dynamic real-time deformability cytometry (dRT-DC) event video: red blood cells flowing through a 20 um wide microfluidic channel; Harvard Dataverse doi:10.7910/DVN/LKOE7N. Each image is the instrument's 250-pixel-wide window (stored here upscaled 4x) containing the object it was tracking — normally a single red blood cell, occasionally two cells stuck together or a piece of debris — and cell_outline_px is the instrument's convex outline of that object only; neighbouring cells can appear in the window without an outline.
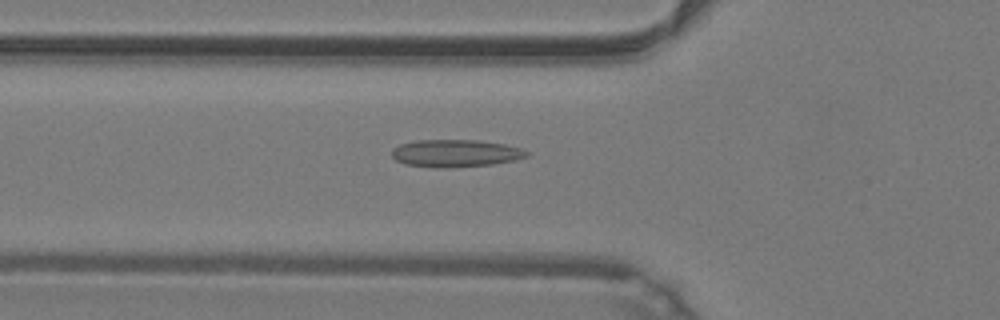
{"species": "common noctule bat (a hibernating species)", "species_latin": "Nyctalus noctula", "temperature_condition": "warm", "stored_images_in_passage": 48, "camera_frame_rate_fps": 3000, "um_per_image_px": 0.085, "animal": {"sex": "male", "body_mass_g": 19.2, "forearm_length_mm": 51.8}, "frame": {"image": 1, "passage_image": 17, "time_ms": 5.333, "image_size_px": [1000, 320], "cell_outline_px": [[532, 152], [528, 156], [516, 160], [492, 164], [444, 168], [404, 164], [396, 160], [392, 156], [392, 148], [400, 144], [416, 140], [480, 140], [504, 144], [524, 148]], "centroid_in_image_um": [38.77, 13.02], "position_along_channel_um": 87.0, "area_um2": 21.73}}
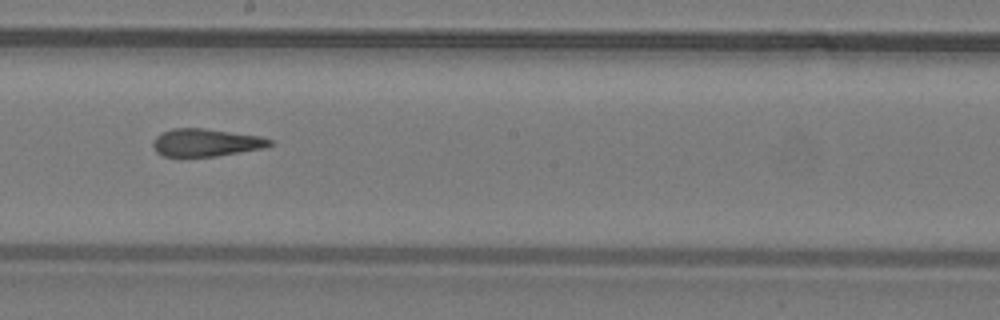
{"frame": {"image": 2, "passage_image": 27, "time_ms": 8.667, "image_size_px": [1000, 320], "cell_outline_px": [[276, 144], [268, 148], [216, 156], [164, 156], [156, 152], [152, 144], [156, 136], [172, 128], [204, 128], [260, 136], [272, 140]], "centroid_in_image_um": [17.57, 12.12], "position_along_channel_um": 230.6, "area_um2": 18.96}}
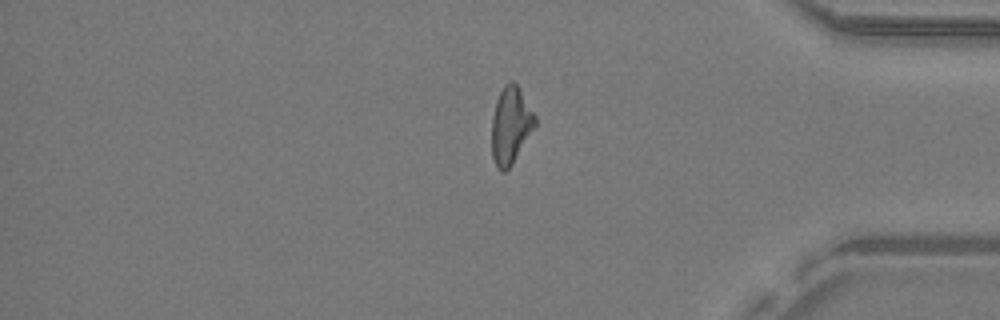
{"frame": {"image": 3, "passage_image": 40, "time_ms": 13.0, "image_size_px": [1000, 320], "cell_outline_px": [[536, 124], [512, 164], [504, 172], [500, 172], [492, 156], [492, 116], [496, 100], [504, 84], [508, 80], [512, 80], [520, 88], [536, 116]], "centroid_in_image_um": [43.4, 10.61], "position_along_channel_um": 391.8, "area_um2": 19.36}, "authors_computed_cell_mechanics": {"area_um2": 19.652, "velocity_mm_per_s": 4.2833, "shape_relaxation_time_tau1_ms": null, "shape_relaxation_time_tau2_ms": 2.5756, "deformation_change_tau1": null, "deformation_change_tau2": 0.1393}}